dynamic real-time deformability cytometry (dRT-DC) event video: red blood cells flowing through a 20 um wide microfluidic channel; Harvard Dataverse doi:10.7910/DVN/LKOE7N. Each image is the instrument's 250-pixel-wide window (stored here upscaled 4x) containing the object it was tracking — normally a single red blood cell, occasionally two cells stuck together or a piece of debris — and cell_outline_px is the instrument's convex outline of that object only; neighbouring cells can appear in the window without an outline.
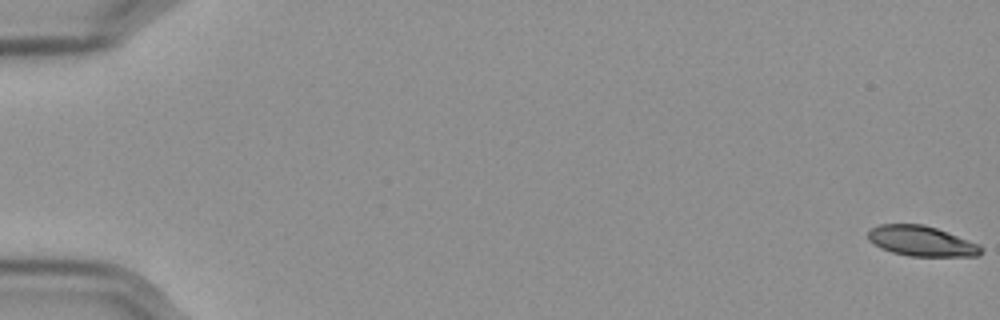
{"species": "Egyptian fruit bat (a non-hibernating species)", "species_latin": "Rousettus aegyptiacus", "temperature_condition": "cold", "stored_images_in_passage": 58, "camera_frame_rate_fps": 3000, "um_per_image_px": 0.085, "frame": {"image": 1, "passage_image": 1, "time_ms": 0.0, "image_size_px": [1000, 320], "cell_outline_px": [[984, 252], [980, 256], [908, 256], [892, 252], [880, 248], [872, 244], [868, 240], [868, 232], [872, 228], [880, 224], [924, 224], [948, 232], [980, 244], [984, 248]], "centroid_in_image_um": [78.36, 20.5], "position_along_channel_um": 6.6, "area_um2": 20.17}}
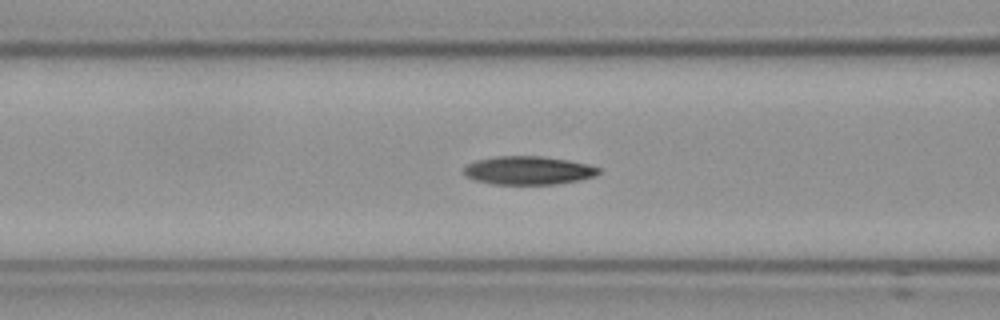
{"frame": {"image": 2, "passage_image": 25, "time_ms": 8.0, "image_size_px": [1000, 320], "cell_outline_px": [[600, 172], [596, 176], [580, 180], [556, 184], [492, 184], [472, 180], [464, 176], [464, 168], [468, 164], [476, 160], [496, 156], [540, 156], [568, 160], [588, 164], [600, 168]], "centroid_in_image_um": [44.89, 14.49], "position_along_channel_um": 121.7, "area_um2": 22.48}}
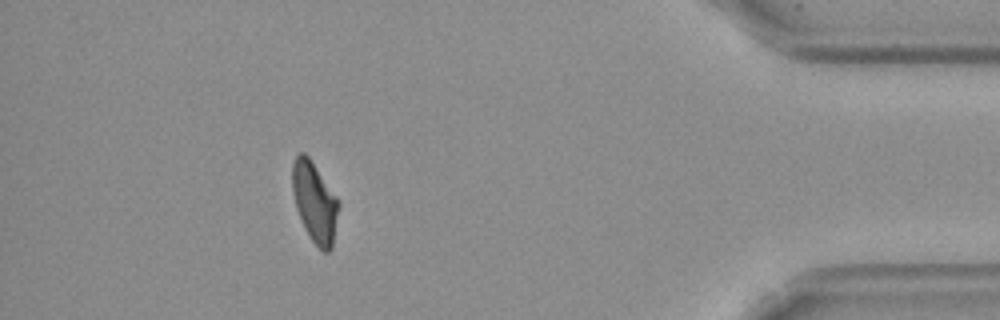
{"frame": {"image": 3, "passage_image": 53, "time_ms": 17.333, "image_size_px": [1000, 320], "cell_outline_px": [[340, 208], [332, 248], [328, 252], [324, 252], [312, 240], [296, 208], [292, 192], [292, 164], [296, 156], [300, 152], [304, 152], [308, 156], [340, 200]], "centroid_in_image_um": [26.78, 17.16], "position_along_channel_um": 408.4, "area_um2": 21.62}, "authors_computed_cell_mechanics": {"area_um2": 21.8773, "velocity_mm_per_s": 3.5716, "shape_relaxation_time_tau1_ms": 9.4889, "shape_relaxation_time_tau2_ms": 7.8315, "deformation_change_tau1": 0.2055, "deformation_change_tau2": 0.143}}